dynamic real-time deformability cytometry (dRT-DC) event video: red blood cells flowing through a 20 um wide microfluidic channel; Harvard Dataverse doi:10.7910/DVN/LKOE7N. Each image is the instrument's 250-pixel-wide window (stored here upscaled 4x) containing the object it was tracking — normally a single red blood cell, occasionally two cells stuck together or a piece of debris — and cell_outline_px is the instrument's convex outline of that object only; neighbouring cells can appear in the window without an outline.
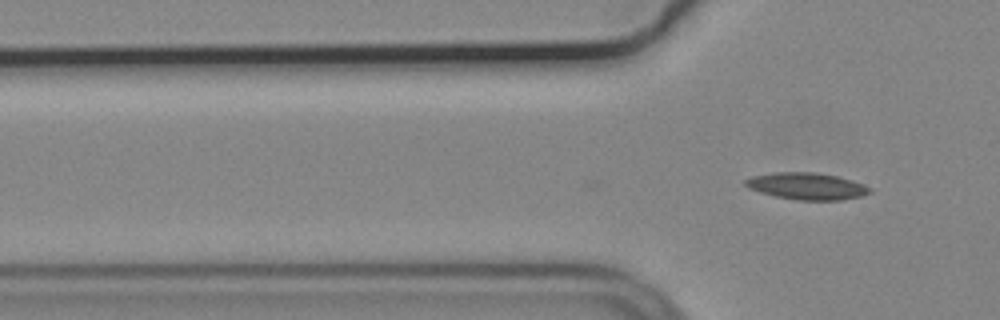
{"species": "common noctule bat (a hibernating species)", "species_latin": "Nyctalus noctula", "temperature_condition": "cold", "stored_images_in_passage": 2, "camera_frame_rate_fps": 3000, "um_per_image_px": 0.085, "animal": {"sex": "male", "body_mass_g": 19.2, "forearm_length_mm": 51.8}, "frame": {"image": 1, "passage_image": 2, "time_ms": 0.333, "image_size_px": [1000, 320], "cell_outline_px": [[872, 192], [864, 196], [840, 200], [800, 200], [776, 196], [760, 192], [748, 188], [744, 184], [744, 180], [752, 176], [776, 172], [816, 172], [836, 176], [864, 184], [872, 188]], "centroid_in_image_um": [68.6, 15.82], "position_along_channel_um": 57.2, "area_um2": 19.48}}